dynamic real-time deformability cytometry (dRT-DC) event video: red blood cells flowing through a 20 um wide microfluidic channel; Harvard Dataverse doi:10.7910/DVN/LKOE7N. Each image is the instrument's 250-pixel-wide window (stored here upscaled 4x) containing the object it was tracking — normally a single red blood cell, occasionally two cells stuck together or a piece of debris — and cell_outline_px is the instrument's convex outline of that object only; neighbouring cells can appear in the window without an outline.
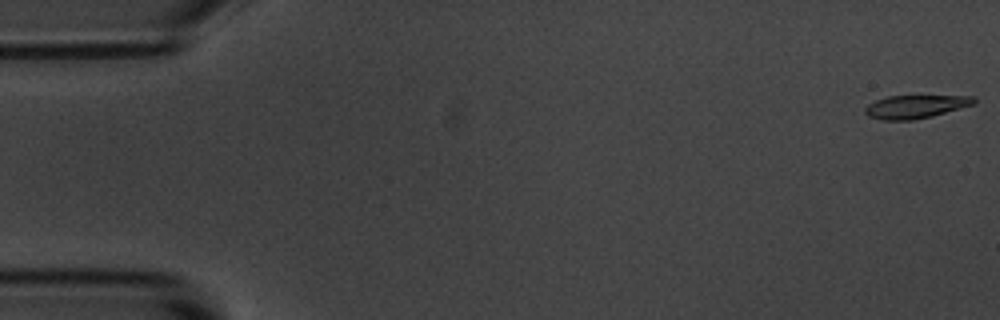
{"species": "common noctule bat (a hibernating species)", "species_latin": "Nyctalus noctula", "temperature_condition": "room temperature", "stored_images_in_passage": 9, "camera_frame_rate_fps": 3000, "um_per_image_px": 0.085, "animal": {"sex": "male", "body_mass_g": 20.1, "forearm_length_mm": 53.5}, "frame": {"image": 1, "passage_image": 1, "time_ms": 0.0, "image_size_px": [1000, 320], "cell_outline_px": [[976, 104], [932, 116], [912, 120], [884, 120], [868, 116], [864, 112], [864, 108], [868, 104], [876, 100], [888, 96], [976, 96]], "centroid_in_image_um": [77.83, 9.06], "position_along_channel_um": 7.2, "area_um2": 14.74}}